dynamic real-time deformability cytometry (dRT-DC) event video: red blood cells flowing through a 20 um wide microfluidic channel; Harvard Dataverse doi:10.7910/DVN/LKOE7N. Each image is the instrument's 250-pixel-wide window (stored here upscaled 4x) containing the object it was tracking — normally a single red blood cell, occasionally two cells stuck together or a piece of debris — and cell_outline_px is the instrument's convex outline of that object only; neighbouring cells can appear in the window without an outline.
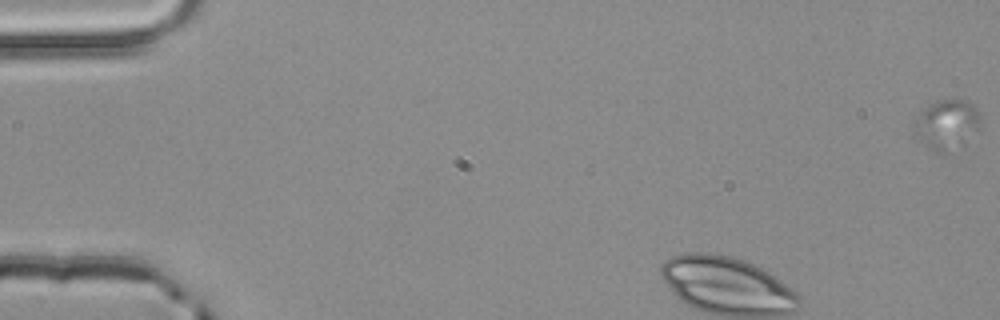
{"species": "common noctule bat (a hibernating species)", "species_latin": "Nyctalus noctula", "temperature_condition": "room temperature", "stored_images_in_passage": 48, "segment_of_instrument_passage": [1, 2], "camera_frame_rate_fps": 3000, "um_per_image_px": 0.085, "animal": {"sex": "male", "body_mass_g": 20.4}, "frame": {"image": 1, "passage_image": 1, "time_ms": 0.0, "image_size_px": [1000, 320], "cell_outline_px": [[980, 128], [964, 144], [948, 156], [944, 156], [928, 148], [916, 136], [912, 128], [912, 124], [924, 108], [936, 100], [968, 100], [976, 108], [980, 116]], "centroid_in_image_um": [80.48, 10.64], "position_along_channel_um": 4.5, "area_um2": 19.83}}